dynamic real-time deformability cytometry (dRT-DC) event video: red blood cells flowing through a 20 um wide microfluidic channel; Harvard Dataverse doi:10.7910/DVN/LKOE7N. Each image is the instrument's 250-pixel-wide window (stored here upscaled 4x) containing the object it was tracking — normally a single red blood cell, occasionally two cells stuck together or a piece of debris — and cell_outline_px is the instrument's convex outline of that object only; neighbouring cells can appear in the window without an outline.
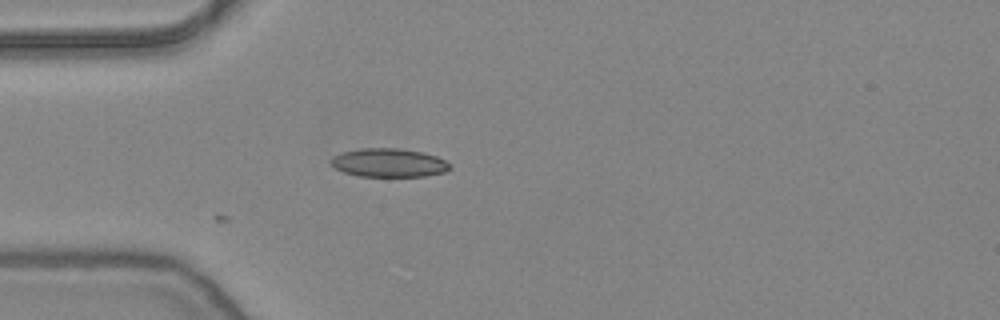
{"species": "common noctule bat (a hibernating species)", "species_latin": "Nyctalus noctula", "temperature_condition": "warm", "stored_images_in_passage": 4, "camera_frame_rate_fps": 3000, "um_per_image_px": 0.085, "animal": {"sex": "female", "body_mass_g": 24.6, "forearm_length_mm": 56.2}, "frame": {"image": 1, "passage_image": 1, "time_ms": 0.0, "image_size_px": [1000, 320], "cell_outline_px": [[452, 168], [444, 172], [424, 176], [360, 176], [344, 172], [336, 168], [328, 160], [332, 156], [340, 152], [360, 148], [396, 148], [420, 152], [436, 156], [444, 160]], "centroid_in_image_um": [33.0, 13.83], "position_along_channel_um": 52.0, "area_um2": 19.71}}
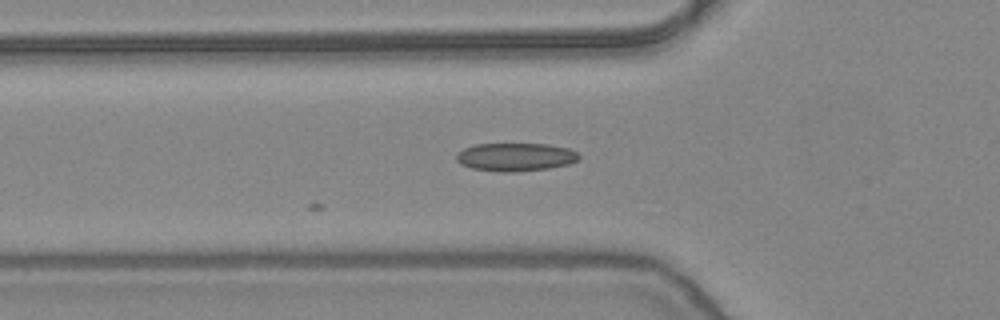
{"frame": {"image": 2, "passage_image": 4, "time_ms": 1.0, "image_size_px": [1000, 320], "cell_outline_px": [[580, 156], [576, 160], [568, 164], [548, 168], [516, 172], [500, 172], [472, 168], [460, 164], [456, 160], [456, 152], [464, 148], [476, 144], [548, 144], [568, 148], [576, 152]], "centroid_in_image_um": [43.77, 13.34], "position_along_channel_um": 82.0, "area_um2": 20.11}}